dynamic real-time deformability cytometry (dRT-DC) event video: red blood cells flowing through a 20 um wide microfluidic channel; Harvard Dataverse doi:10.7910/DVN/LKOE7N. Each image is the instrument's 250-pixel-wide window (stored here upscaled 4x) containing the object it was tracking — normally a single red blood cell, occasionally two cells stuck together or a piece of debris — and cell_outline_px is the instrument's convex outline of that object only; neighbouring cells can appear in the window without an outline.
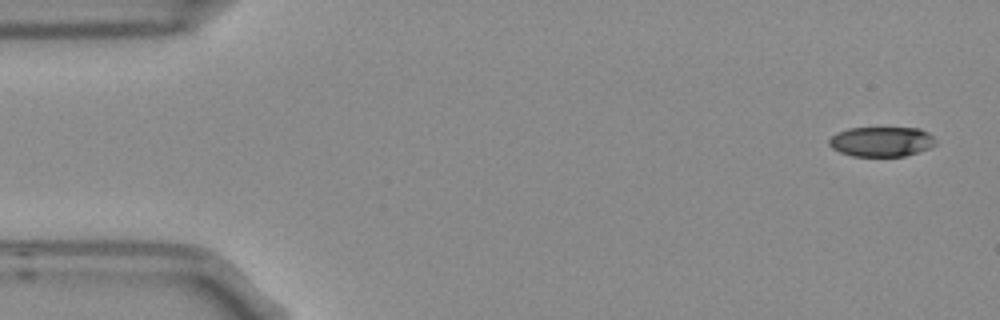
{"species": "Egyptian fruit bat (a non-hibernating species)", "species_latin": "Rousettus aegyptiacus", "temperature_condition": "room temperature", "stored_images_in_passage": 4, "camera_frame_rate_fps": 3000, "um_per_image_px": 0.085, "frame": {"image": 1, "passage_image": 1, "time_ms": 0.0, "image_size_px": [1000, 320], "cell_outline_px": [[936, 144], [928, 148], [904, 156], [852, 156], [840, 152], [832, 148], [828, 144], [828, 140], [836, 132], [848, 128], [920, 128], [928, 132], [936, 140]], "centroid_in_image_um": [74.9, 12.03], "position_along_channel_um": 10.1, "area_um2": 18.55}}